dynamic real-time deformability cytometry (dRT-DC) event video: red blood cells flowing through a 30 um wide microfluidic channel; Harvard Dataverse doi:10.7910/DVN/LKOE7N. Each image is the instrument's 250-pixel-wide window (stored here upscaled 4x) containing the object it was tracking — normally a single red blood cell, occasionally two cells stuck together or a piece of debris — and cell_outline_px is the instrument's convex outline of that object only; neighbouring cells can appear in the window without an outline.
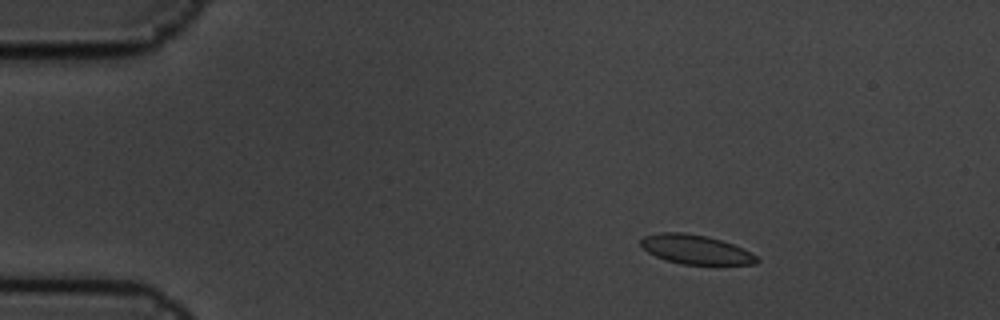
{"species": "common noctule bat (a hibernating species)", "species_latin": "Nyctalus noctula", "temperature_condition": "cold", "stored_images_in_passage": 8, "camera_frame_rate_fps": 3000, "um_per_image_px": 0.085, "animal": {"sex": "male", "body_mass_g": 19.5, "forearm_length_mm": 54.6}, "frame": {"image": 1, "passage_image": 2, "time_ms": 0.333, "image_size_px": [1000, 320], "cell_outline_px": [[760, 260], [756, 264], [684, 264], [664, 260], [648, 252], [640, 244], [640, 240], [644, 236], [660, 232], [684, 232], [708, 236], [744, 248], [756, 256]], "centroid_in_image_um": [59.12, 21.2], "position_along_channel_um": 25.9, "area_um2": 19.71}}
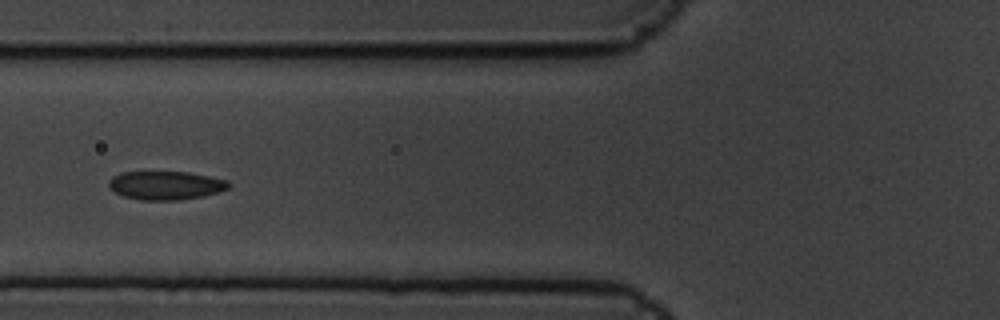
{"frame": {"image": 2, "passage_image": 6, "time_ms": 1.667, "image_size_px": [1000, 320], "cell_outline_px": [[232, 184], [228, 188], [204, 196], [180, 200], [140, 200], [124, 196], [116, 192], [108, 184], [108, 180], [112, 176], [120, 172], [188, 172], [228, 180]], "centroid_in_image_um": [14.09, 15.75], "position_along_channel_um": 111.7, "area_um2": 19.94}}
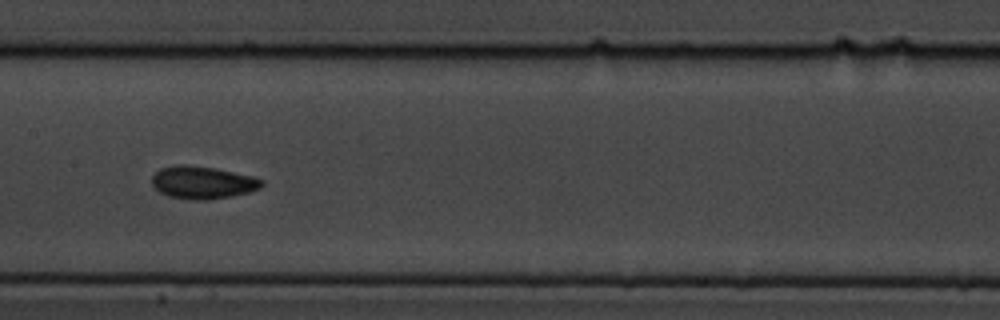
{"frame": {"image": 3, "passage_image": 8, "time_ms": 2.333, "image_size_px": [1000, 320], "cell_outline_px": [[264, 184], [260, 188], [248, 192], [232, 196], [208, 200], [192, 200], [168, 196], [160, 192], [152, 184], [152, 176], [160, 168], [176, 164], [184, 164], [216, 168], [252, 176], [264, 180]], "centroid_in_image_um": [17.22, 15.51], "position_along_channel_um": 190.2, "area_um2": 20.98}}